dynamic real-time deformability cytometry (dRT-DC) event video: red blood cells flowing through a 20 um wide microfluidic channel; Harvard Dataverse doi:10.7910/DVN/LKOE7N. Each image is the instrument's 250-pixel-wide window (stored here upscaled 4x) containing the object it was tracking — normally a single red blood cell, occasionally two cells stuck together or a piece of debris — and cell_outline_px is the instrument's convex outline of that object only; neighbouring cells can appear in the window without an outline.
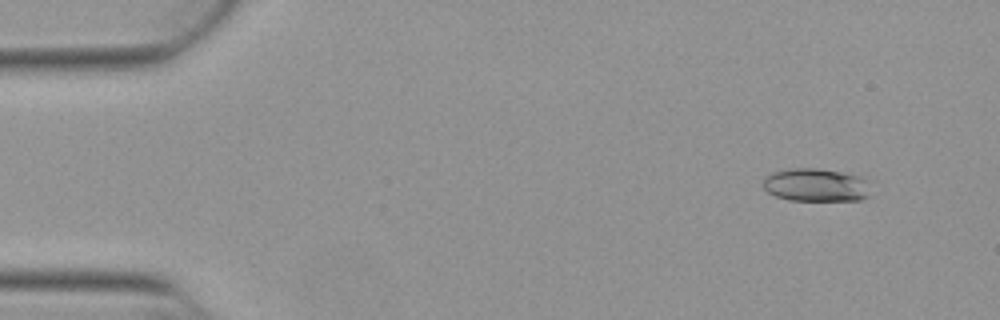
{"species": "Egyptian fruit bat (a non-hibernating species)", "species_latin": "Rousettus aegyptiacus", "temperature_condition": "warm", "stored_images_in_passage": 52, "camera_frame_rate_fps": 3000, "um_per_image_px": 0.085, "animal": {"sex": "female"}, "frame": {"image": 1, "passage_image": 4, "time_ms": 1.0, "image_size_px": [1000, 320], "cell_outline_px": [[860, 196], [856, 200], [796, 200], [780, 196], [772, 192], [772, 176], [780, 172], [836, 172], [848, 176]], "centroid_in_image_um": [69.2, 15.83], "position_along_channel_um": 15.8, "area_um2": 15.66}}
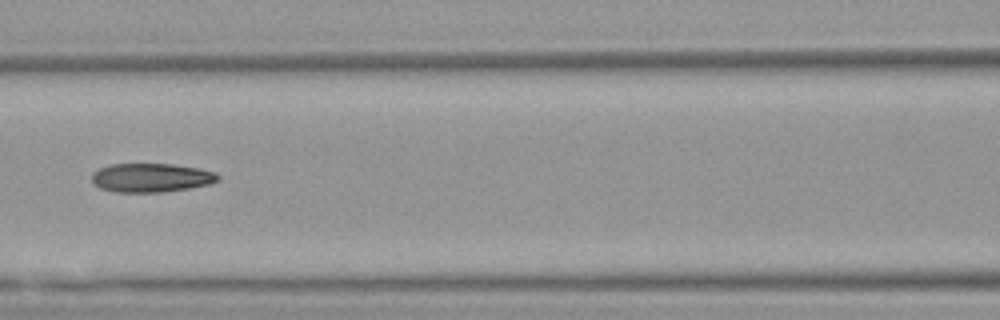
{"frame": {"image": 2, "passage_image": 23, "time_ms": 7.333, "image_size_px": [1000, 320], "cell_outline_px": [[216, 180], [204, 184], [184, 188], [152, 192], [124, 192], [104, 188], [96, 184], [92, 180], [92, 176], [96, 172], [104, 168], [116, 164], [164, 164], [192, 168], [212, 172], [216, 176]], "centroid_in_image_um": [12.78, 15.1], "position_along_channel_um": 153.8, "area_um2": 19.59}}
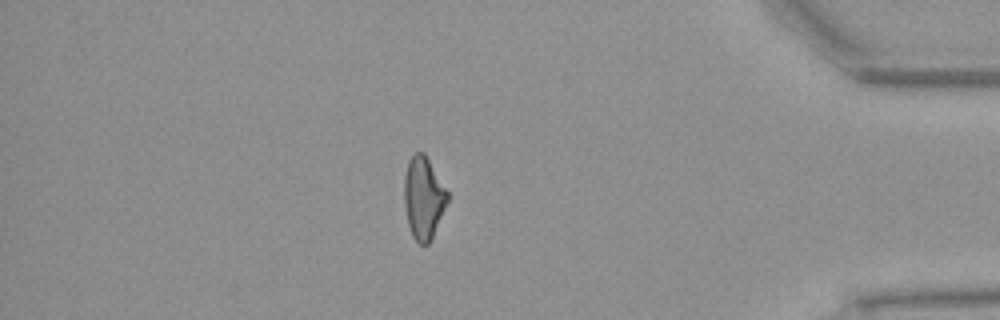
{"frame": {"image": 3, "passage_image": 45, "time_ms": 14.667, "image_size_px": [1000, 320], "cell_outline_px": [[448, 200], [432, 236], [428, 244], [420, 244], [416, 240], [412, 232], [408, 220], [404, 196], [404, 184], [408, 164], [412, 156], [416, 152], [420, 152], [428, 160], [448, 192]], "centroid_in_image_um": [36.01, 16.82], "position_along_channel_um": 399.2, "area_um2": 19.65}, "authors_computed_cell_mechanics": {"area_um2": 19.0451, "velocity_mm_per_s": 3.8684, "shape_relaxation_time_tau1_ms": null, "shape_relaxation_time_tau2_ms": 6.4481, "deformation_change_tau1": null, "deformation_change_tau2": 0.181}}